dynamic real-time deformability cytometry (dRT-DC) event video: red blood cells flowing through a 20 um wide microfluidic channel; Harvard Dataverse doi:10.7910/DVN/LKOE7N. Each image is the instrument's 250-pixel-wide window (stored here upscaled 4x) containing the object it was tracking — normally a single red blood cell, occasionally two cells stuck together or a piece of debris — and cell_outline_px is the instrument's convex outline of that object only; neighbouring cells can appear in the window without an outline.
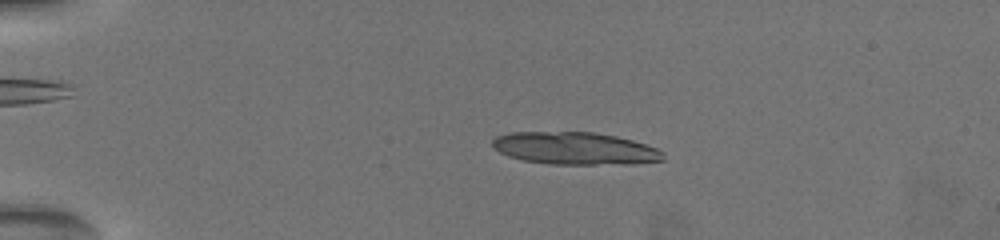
{"species": "common noctule bat (a hibernating species)", "species_latin": "Nyctalus noctula", "temperature_condition": "warm", "stored_images_in_passage": 42, "camera_frame_rate_fps": 3000, "um_per_image_px": 0.085, "animal": {"sex": "female", "body_mass_g": 19.5, "forearm_length_mm": 54.1}, "frame": {"image": 1, "passage_image": 19, "time_ms": 4.333, "image_size_px": [1000, 240], "cell_outline_px": [[664, 160], [632, 164], [548, 164], [524, 160], [508, 156], [492, 148], [492, 140], [496, 136], [512, 132], [592, 132], [616, 136], [632, 140], [656, 148], [664, 152]], "centroid_in_image_um": [48.86, 12.61], "position_along_channel_um": 36.1, "area_um2": 32.31}}